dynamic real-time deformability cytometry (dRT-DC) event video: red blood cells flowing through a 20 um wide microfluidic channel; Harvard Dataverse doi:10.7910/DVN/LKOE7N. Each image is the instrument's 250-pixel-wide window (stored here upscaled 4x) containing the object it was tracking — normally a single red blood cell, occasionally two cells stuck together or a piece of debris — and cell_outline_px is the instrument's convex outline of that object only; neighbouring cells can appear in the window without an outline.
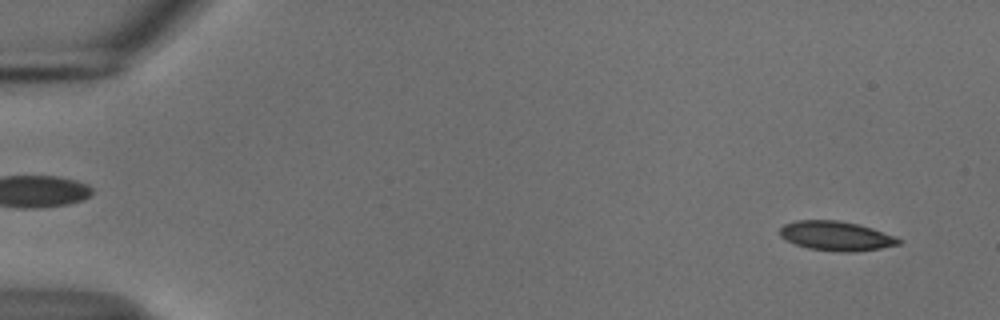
{"species": "common noctule bat (a hibernating species)", "species_latin": "Nyctalus noctula", "temperature_condition": "cold", "stored_images_in_passage": 54, "camera_frame_rate_fps": 3000, "um_per_image_px": 0.085, "animal": {"sex": "male", "body_mass_g": 18.8}, "frame": {"image": 1, "passage_image": 3, "time_ms": 0.667, "image_size_px": [1000, 320], "cell_outline_px": [[904, 240], [900, 244], [880, 248], [856, 252], [836, 252], [808, 248], [784, 240], [780, 236], [780, 228], [784, 224], [796, 220], [840, 220], [872, 228], [896, 236]], "centroid_in_image_um": [71.08, 20.06], "position_along_channel_um": 13.9, "area_um2": 20.58}}
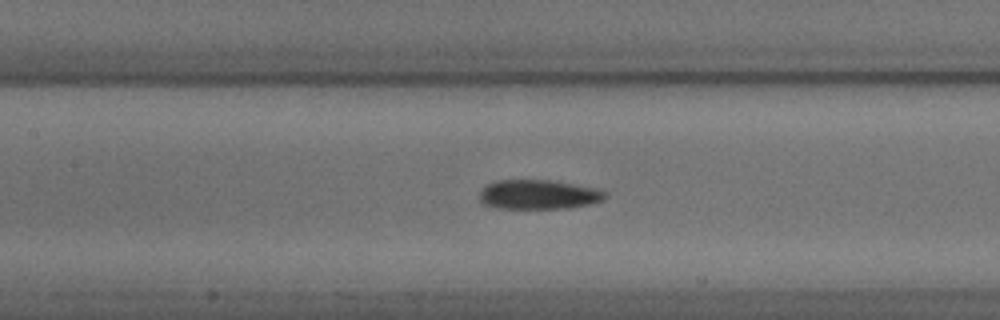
{"frame": {"image": 2, "passage_image": 25, "time_ms": 8.0, "image_size_px": [1000, 320], "cell_outline_px": [[608, 196], [604, 200], [588, 204], [568, 208], [496, 208], [484, 204], [480, 200], [480, 192], [484, 184], [496, 180], [552, 180], [600, 188], [608, 192]], "centroid_in_image_um": [45.81, 16.52], "position_along_channel_um": 161.6, "area_um2": 21.91}}
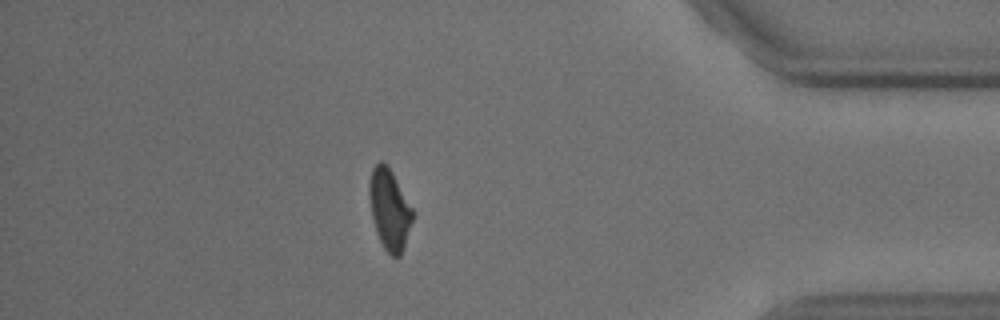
{"frame": {"image": 3, "passage_image": 47, "time_ms": 15.333, "image_size_px": [1000, 320], "cell_outline_px": [[416, 212], [400, 256], [392, 256], [384, 248], [376, 232], [372, 220], [368, 192], [368, 184], [372, 168], [380, 160], [384, 160], [392, 172]], "centroid_in_image_um": [33.11, 17.75], "position_along_channel_um": 402.1, "area_um2": 20.69}}